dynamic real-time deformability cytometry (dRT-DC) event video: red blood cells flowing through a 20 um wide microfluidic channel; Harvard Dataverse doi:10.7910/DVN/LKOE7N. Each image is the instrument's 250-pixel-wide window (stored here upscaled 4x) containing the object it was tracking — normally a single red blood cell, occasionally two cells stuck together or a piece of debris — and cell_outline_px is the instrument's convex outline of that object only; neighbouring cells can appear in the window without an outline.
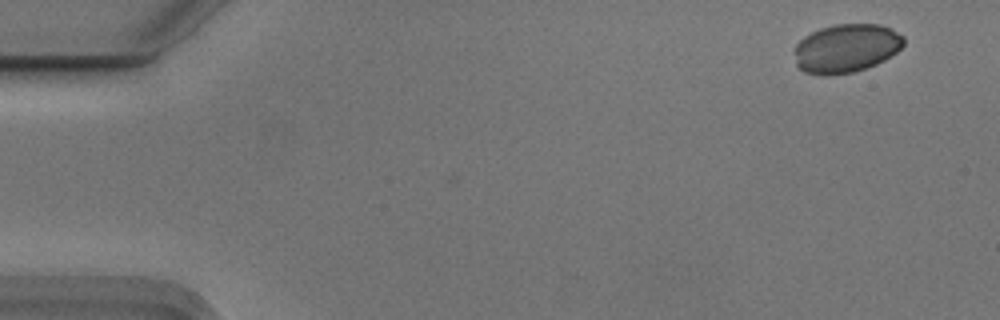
{"species": "Egyptian fruit bat (a non-hibernating species)", "species_latin": "Rousettus aegyptiacus", "temperature_condition": "cold", "stored_images_in_passage": 2, "camera_frame_rate_fps": 3000, "um_per_image_px": 0.085, "animal": {"sex": "male"}, "frame": {"image": 1, "passage_image": 2, "time_ms": 0.333, "image_size_px": [1000, 320], "cell_outline_px": [[904, 44], [896, 52], [884, 60], [876, 64], [852, 72], [824, 76], [804, 72], [796, 64], [792, 48], [804, 36], [820, 28], [832, 24], [880, 24], [892, 28], [904, 36]], "centroid_in_image_um": [71.9, 4.09], "position_along_channel_um": 13.1, "area_um2": 31.27}}